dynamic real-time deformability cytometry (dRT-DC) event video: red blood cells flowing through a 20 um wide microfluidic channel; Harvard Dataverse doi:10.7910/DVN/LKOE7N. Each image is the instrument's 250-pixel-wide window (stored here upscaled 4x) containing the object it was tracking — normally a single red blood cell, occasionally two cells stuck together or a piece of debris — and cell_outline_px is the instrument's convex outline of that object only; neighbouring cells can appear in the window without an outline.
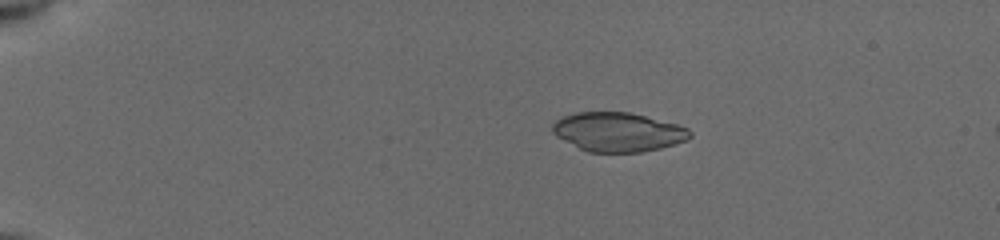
{"species": "common noctule bat (a hibernating species)", "species_latin": "Nyctalus noctula", "temperature_condition": "cold", "stored_images_in_passage": 7, "camera_frame_rate_fps": 3000, "um_per_image_px": 0.085, "animal": {"sex": "female", "body_mass_g": 19.5, "forearm_length_mm": 54.1}, "frame": {"image": 1, "passage_image": 1, "time_ms": 0.0, "image_size_px": [1000, 240], "cell_outline_px": [[692, 136], [688, 140], [660, 148], [640, 152], [588, 152], [556, 136], [552, 132], [552, 124], [556, 120], [564, 116], [576, 112], [628, 112], [676, 124], [688, 128], [692, 132]], "centroid_in_image_um": [52.53, 11.22], "position_along_channel_um": 32.5, "area_um2": 31.15}}